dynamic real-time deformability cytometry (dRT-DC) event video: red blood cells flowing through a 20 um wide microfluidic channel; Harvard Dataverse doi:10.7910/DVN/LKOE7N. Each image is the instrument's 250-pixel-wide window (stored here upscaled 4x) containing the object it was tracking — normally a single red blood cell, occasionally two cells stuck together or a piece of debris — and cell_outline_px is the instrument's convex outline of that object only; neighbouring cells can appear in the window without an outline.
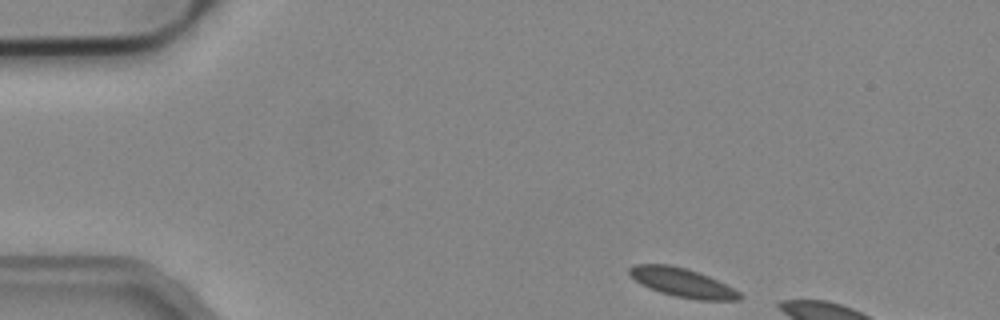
{"species": "common noctule bat (a hibernating species)", "species_latin": "Nyctalus noctula", "temperature_condition": "cold", "stored_images_in_passage": 7, "camera_frame_rate_fps": 3000, "um_per_image_px": 0.085, "animal": {"sex": "male", "body_mass_g": 19.2, "forearm_length_mm": 51.8}, "frame": {"image": 1, "passage_image": 1, "time_ms": 0.0, "image_size_px": [1000, 320], "cell_outline_px": [[744, 296], [740, 300], [696, 300], [676, 296], [660, 292], [648, 288], [640, 284], [628, 272], [628, 268], [636, 264], [668, 264], [684, 268], [708, 276], [740, 292]], "centroid_in_image_um": [57.99, 24.03], "position_along_channel_um": 27.0, "area_um2": 18.32}}